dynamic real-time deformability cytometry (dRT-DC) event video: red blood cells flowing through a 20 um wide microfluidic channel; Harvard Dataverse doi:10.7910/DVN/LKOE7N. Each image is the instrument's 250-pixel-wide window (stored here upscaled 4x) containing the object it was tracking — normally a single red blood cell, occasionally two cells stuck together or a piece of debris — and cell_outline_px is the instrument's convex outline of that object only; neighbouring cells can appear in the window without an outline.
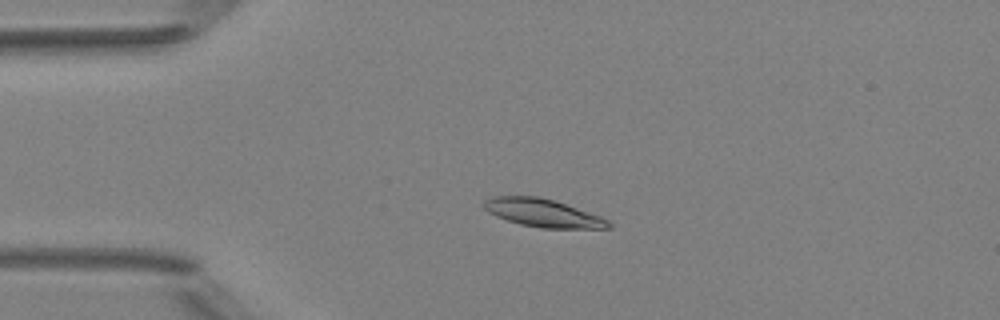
{"species": "Egyptian fruit bat (a non-hibernating species)", "species_latin": "Rousettus aegyptiacus", "temperature_condition": "room temperature", "stored_images_in_passage": 9, "camera_frame_rate_fps": 3000, "um_per_image_px": 0.085, "animal": {"sex": "female"}, "frame": {"image": 1, "passage_image": 4, "time_ms": 3.333, "image_size_px": [1000, 320], "cell_outline_px": [[612, 228], [540, 228], [520, 224], [496, 216], [488, 212], [484, 208], [484, 200], [492, 196], [540, 196], [600, 216], [608, 220], [612, 224]], "centroid_in_image_um": [46.13, 18.1], "position_along_channel_um": 38.9, "area_um2": 20.11}}
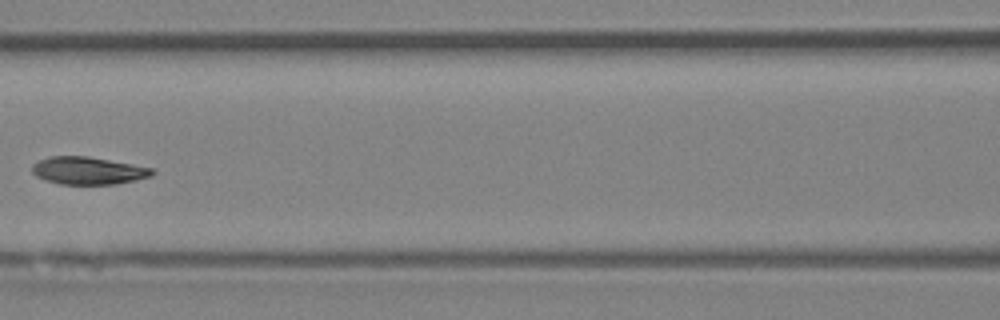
{"frame": {"image": 2, "passage_image": 7, "time_ms": 7.0, "image_size_px": [1000, 320], "cell_outline_px": [[156, 172], [152, 176], [136, 180], [116, 184], [60, 184], [44, 180], [36, 176], [32, 172], [32, 164], [48, 156], [88, 156], [132, 164], [152, 168]], "centroid_in_image_um": [7.49, 14.5], "position_along_channel_um": 159.1, "area_um2": 19.36}}
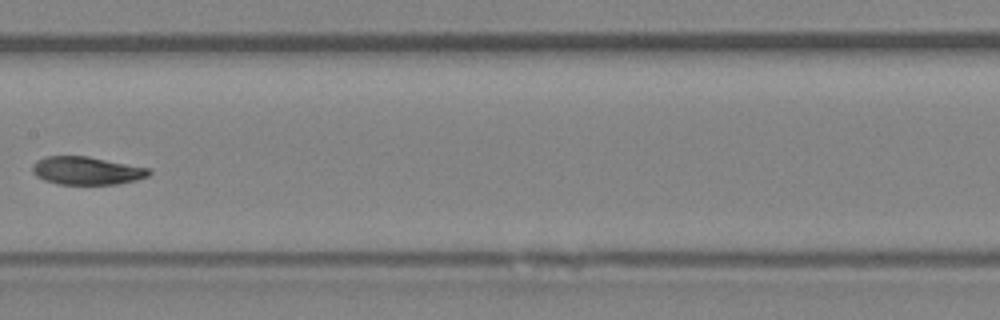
{"frame": {"image": 3, "passage_image": 8, "time_ms": 8.0, "image_size_px": [1000, 320], "cell_outline_px": [[152, 172], [148, 176], [136, 180], [116, 184], [60, 184], [44, 180], [36, 176], [32, 172], [32, 164], [36, 160], [44, 156], [88, 156], [148, 168]], "centroid_in_image_um": [7.33, 14.5], "position_along_channel_um": 200.1, "area_um2": 19.02}}